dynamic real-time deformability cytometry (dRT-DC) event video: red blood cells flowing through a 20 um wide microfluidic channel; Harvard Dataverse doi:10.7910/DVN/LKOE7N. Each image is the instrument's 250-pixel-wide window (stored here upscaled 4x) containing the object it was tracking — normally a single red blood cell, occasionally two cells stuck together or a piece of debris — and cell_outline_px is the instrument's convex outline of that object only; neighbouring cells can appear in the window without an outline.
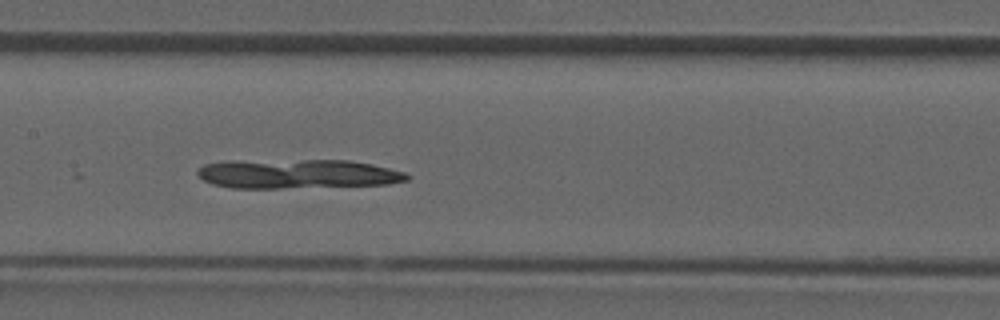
{"species": "common noctule bat (a hibernating species)", "species_latin": "Nyctalus noctula", "temperature_condition": "room temperature", "stored_images_in_passage": 31, "camera_frame_rate_fps": 3000, "um_per_image_px": 0.085, "animal": {"sex": "male", "forearm_length_mm": 52.5}, "frame": {"image": 1, "passage_image": 10, "time_ms": 3.0, "image_size_px": [1000, 320], "cell_outline_px": [[412, 176], [408, 180], [388, 184], [280, 188], [228, 188], [212, 184], [204, 180], [196, 172], [204, 164], [224, 160], [348, 160], [372, 164], [408, 172]], "centroid_in_image_um": [25.29, 14.77], "position_along_channel_um": 182.1, "area_um2": 36.13}}